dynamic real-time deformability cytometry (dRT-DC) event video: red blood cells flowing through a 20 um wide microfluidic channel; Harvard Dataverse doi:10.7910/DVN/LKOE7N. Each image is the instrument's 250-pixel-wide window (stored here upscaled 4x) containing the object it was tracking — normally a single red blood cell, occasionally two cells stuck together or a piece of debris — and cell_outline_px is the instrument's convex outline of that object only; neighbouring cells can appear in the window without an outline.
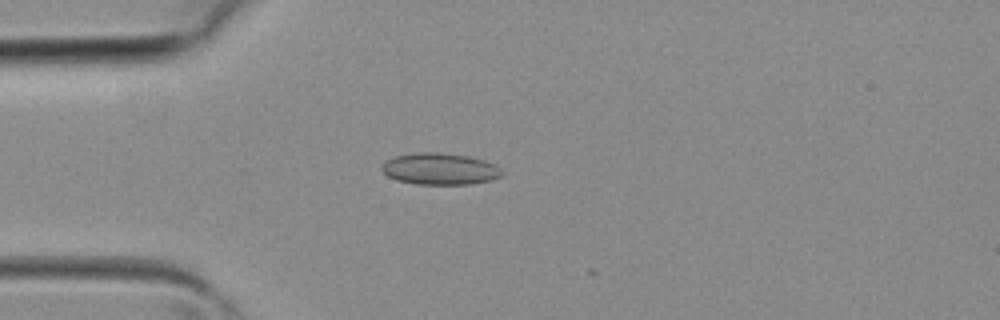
{"species": "common noctule bat (a hibernating species)", "species_latin": "Nyctalus noctula", "temperature_condition": "room temperature", "stored_images_in_passage": 20, "camera_frame_rate_fps": 3000, "um_per_image_px": 0.085, "animal": {"sex": "female", "body_mass_g": 19.3, "forearm_length_mm": 54.1}, "frame": {"image": 1, "passage_image": 2, "time_ms": 0.333, "image_size_px": [1000, 320], "cell_outline_px": [[504, 176], [492, 180], [472, 184], [416, 184], [396, 180], [388, 176], [380, 168], [388, 160], [396, 156], [420, 152], [440, 152], [468, 156], [484, 160], [496, 164], [504, 172]], "centroid_in_image_um": [37.46, 14.36], "position_along_channel_um": 47.5, "area_um2": 22.25}}
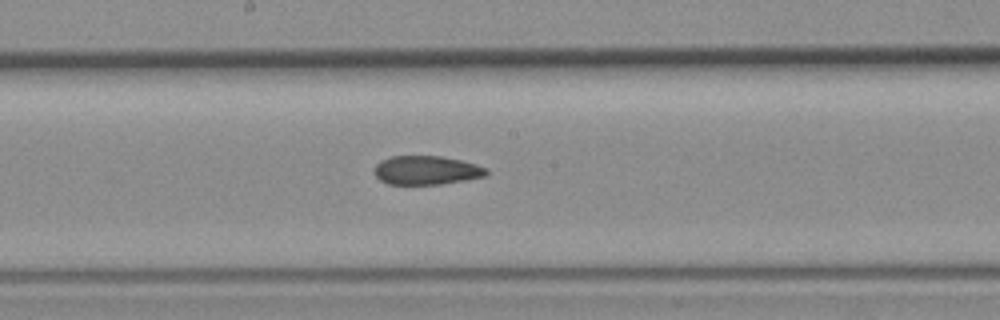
{"frame": {"image": 2, "passage_image": 12, "time_ms": 3.667, "image_size_px": [1000, 320], "cell_outline_px": [[488, 172], [484, 176], [464, 180], [440, 184], [388, 184], [380, 180], [376, 176], [376, 164], [380, 160], [392, 156], [440, 156], [460, 160], [476, 164], [488, 168]], "centroid_in_image_um": [36.25, 14.46], "position_along_channel_um": 212.0, "area_um2": 18.67}}
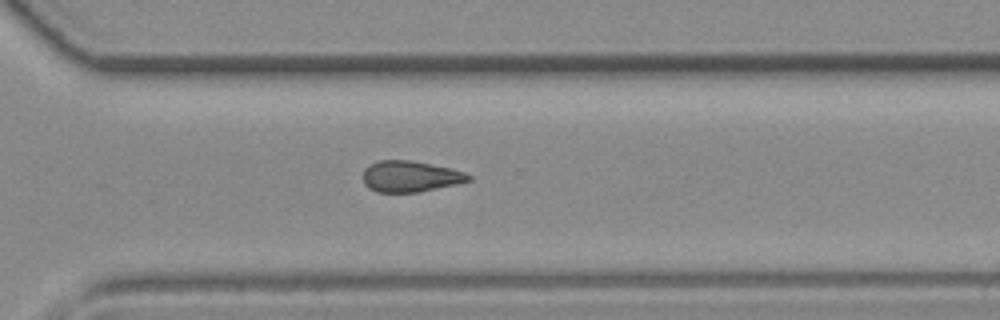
{"frame": {"image": 3, "passage_image": 19, "time_ms": 6.0, "image_size_px": [1000, 320], "cell_outline_px": [[472, 180], [456, 184], [420, 192], [376, 192], [368, 188], [364, 184], [364, 168], [380, 160], [408, 160], [452, 168], [464, 172], [472, 176]], "centroid_in_image_um": [34.89, 15.0], "position_along_channel_um": 335.7, "area_um2": 19.07}}